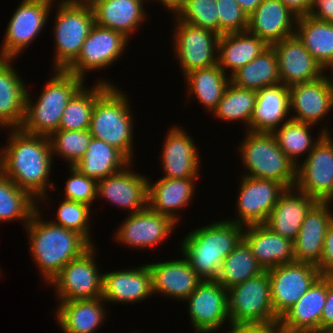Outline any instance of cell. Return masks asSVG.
Segmentation results:
<instances>
[{
	"instance_id": "1",
	"label": "cell",
	"mask_w": 333,
	"mask_h": 333,
	"mask_svg": "<svg viewBox=\"0 0 333 333\" xmlns=\"http://www.w3.org/2000/svg\"><path fill=\"white\" fill-rule=\"evenodd\" d=\"M11 130L7 146L0 148V171L36 200L46 201L48 188H56L48 182L54 161L49 137Z\"/></svg>"
},
{
	"instance_id": "2",
	"label": "cell",
	"mask_w": 333,
	"mask_h": 333,
	"mask_svg": "<svg viewBox=\"0 0 333 333\" xmlns=\"http://www.w3.org/2000/svg\"><path fill=\"white\" fill-rule=\"evenodd\" d=\"M41 216L38 206L24 227L29 235L30 253L49 285L64 266L81 256L92 245L77 232L42 220Z\"/></svg>"
},
{
	"instance_id": "3",
	"label": "cell",
	"mask_w": 333,
	"mask_h": 333,
	"mask_svg": "<svg viewBox=\"0 0 333 333\" xmlns=\"http://www.w3.org/2000/svg\"><path fill=\"white\" fill-rule=\"evenodd\" d=\"M244 228L228 219L214 221L189 232L180 249L203 280H216L223 260L243 239Z\"/></svg>"
},
{
	"instance_id": "4",
	"label": "cell",
	"mask_w": 333,
	"mask_h": 333,
	"mask_svg": "<svg viewBox=\"0 0 333 333\" xmlns=\"http://www.w3.org/2000/svg\"><path fill=\"white\" fill-rule=\"evenodd\" d=\"M37 102L26 94L25 118L21 129L29 134L49 137L59 129L61 116L72 97L84 86V80L65 70H54Z\"/></svg>"
},
{
	"instance_id": "5",
	"label": "cell",
	"mask_w": 333,
	"mask_h": 333,
	"mask_svg": "<svg viewBox=\"0 0 333 333\" xmlns=\"http://www.w3.org/2000/svg\"><path fill=\"white\" fill-rule=\"evenodd\" d=\"M127 95L110 86L95 102L90 122V134L120 150L131 162L133 153L134 117Z\"/></svg>"
},
{
	"instance_id": "6",
	"label": "cell",
	"mask_w": 333,
	"mask_h": 333,
	"mask_svg": "<svg viewBox=\"0 0 333 333\" xmlns=\"http://www.w3.org/2000/svg\"><path fill=\"white\" fill-rule=\"evenodd\" d=\"M238 151L247 174L255 179L275 180L286 188L295 187L297 166L278 147L272 133L246 131Z\"/></svg>"
},
{
	"instance_id": "7",
	"label": "cell",
	"mask_w": 333,
	"mask_h": 333,
	"mask_svg": "<svg viewBox=\"0 0 333 333\" xmlns=\"http://www.w3.org/2000/svg\"><path fill=\"white\" fill-rule=\"evenodd\" d=\"M56 11L53 70H65L77 58L94 26V13L90 4L69 0L60 1Z\"/></svg>"
},
{
	"instance_id": "8",
	"label": "cell",
	"mask_w": 333,
	"mask_h": 333,
	"mask_svg": "<svg viewBox=\"0 0 333 333\" xmlns=\"http://www.w3.org/2000/svg\"><path fill=\"white\" fill-rule=\"evenodd\" d=\"M230 324H271L279 322L272 307L267 271L227 289Z\"/></svg>"
},
{
	"instance_id": "9",
	"label": "cell",
	"mask_w": 333,
	"mask_h": 333,
	"mask_svg": "<svg viewBox=\"0 0 333 333\" xmlns=\"http://www.w3.org/2000/svg\"><path fill=\"white\" fill-rule=\"evenodd\" d=\"M95 245L71 260L51 280L58 301L95 299L102 297L103 274L95 263Z\"/></svg>"
},
{
	"instance_id": "10",
	"label": "cell",
	"mask_w": 333,
	"mask_h": 333,
	"mask_svg": "<svg viewBox=\"0 0 333 333\" xmlns=\"http://www.w3.org/2000/svg\"><path fill=\"white\" fill-rule=\"evenodd\" d=\"M295 187L317 202L333 197V138L325 133L297 166Z\"/></svg>"
},
{
	"instance_id": "11",
	"label": "cell",
	"mask_w": 333,
	"mask_h": 333,
	"mask_svg": "<svg viewBox=\"0 0 333 333\" xmlns=\"http://www.w3.org/2000/svg\"><path fill=\"white\" fill-rule=\"evenodd\" d=\"M54 0H22L7 26L0 58L16 59L49 20Z\"/></svg>"
},
{
	"instance_id": "12",
	"label": "cell",
	"mask_w": 333,
	"mask_h": 333,
	"mask_svg": "<svg viewBox=\"0 0 333 333\" xmlns=\"http://www.w3.org/2000/svg\"><path fill=\"white\" fill-rule=\"evenodd\" d=\"M173 44L176 58L184 76L196 69L207 68L217 64L218 40L220 35L180 21L176 16ZM177 25V26H176Z\"/></svg>"
},
{
	"instance_id": "13",
	"label": "cell",
	"mask_w": 333,
	"mask_h": 333,
	"mask_svg": "<svg viewBox=\"0 0 333 333\" xmlns=\"http://www.w3.org/2000/svg\"><path fill=\"white\" fill-rule=\"evenodd\" d=\"M267 272L270 281L272 307L278 319L321 276L316 265L296 261L279 265Z\"/></svg>"
},
{
	"instance_id": "14",
	"label": "cell",
	"mask_w": 333,
	"mask_h": 333,
	"mask_svg": "<svg viewBox=\"0 0 333 333\" xmlns=\"http://www.w3.org/2000/svg\"><path fill=\"white\" fill-rule=\"evenodd\" d=\"M129 40L121 32L94 24L77 58L65 71L84 80L86 72L107 68L118 61Z\"/></svg>"
},
{
	"instance_id": "15",
	"label": "cell",
	"mask_w": 333,
	"mask_h": 333,
	"mask_svg": "<svg viewBox=\"0 0 333 333\" xmlns=\"http://www.w3.org/2000/svg\"><path fill=\"white\" fill-rule=\"evenodd\" d=\"M236 202L238 218L228 221L242 226L264 224L282 193L287 189L275 180L242 176Z\"/></svg>"
},
{
	"instance_id": "16",
	"label": "cell",
	"mask_w": 333,
	"mask_h": 333,
	"mask_svg": "<svg viewBox=\"0 0 333 333\" xmlns=\"http://www.w3.org/2000/svg\"><path fill=\"white\" fill-rule=\"evenodd\" d=\"M185 301L190 323L198 333L216 332L230 322L227 289L216 280H203Z\"/></svg>"
},
{
	"instance_id": "17",
	"label": "cell",
	"mask_w": 333,
	"mask_h": 333,
	"mask_svg": "<svg viewBox=\"0 0 333 333\" xmlns=\"http://www.w3.org/2000/svg\"><path fill=\"white\" fill-rule=\"evenodd\" d=\"M175 223L170 217L154 212L149 206L129 214L117 228L115 238L119 243L139 250L162 243L171 234Z\"/></svg>"
},
{
	"instance_id": "18",
	"label": "cell",
	"mask_w": 333,
	"mask_h": 333,
	"mask_svg": "<svg viewBox=\"0 0 333 333\" xmlns=\"http://www.w3.org/2000/svg\"><path fill=\"white\" fill-rule=\"evenodd\" d=\"M332 109L333 82L330 76L289 87V111L296 114L290 117L292 120L316 127Z\"/></svg>"
},
{
	"instance_id": "19",
	"label": "cell",
	"mask_w": 333,
	"mask_h": 333,
	"mask_svg": "<svg viewBox=\"0 0 333 333\" xmlns=\"http://www.w3.org/2000/svg\"><path fill=\"white\" fill-rule=\"evenodd\" d=\"M271 47L277 56L280 81L288 88L325 75L326 70L314 59L296 34Z\"/></svg>"
},
{
	"instance_id": "20",
	"label": "cell",
	"mask_w": 333,
	"mask_h": 333,
	"mask_svg": "<svg viewBox=\"0 0 333 333\" xmlns=\"http://www.w3.org/2000/svg\"><path fill=\"white\" fill-rule=\"evenodd\" d=\"M131 164L121 171L98 180L97 198L136 213L148 206V178L131 170ZM129 168V169H128Z\"/></svg>"
},
{
	"instance_id": "21",
	"label": "cell",
	"mask_w": 333,
	"mask_h": 333,
	"mask_svg": "<svg viewBox=\"0 0 333 333\" xmlns=\"http://www.w3.org/2000/svg\"><path fill=\"white\" fill-rule=\"evenodd\" d=\"M327 298V275L320 276L309 290L280 318L284 333H318Z\"/></svg>"
},
{
	"instance_id": "22",
	"label": "cell",
	"mask_w": 333,
	"mask_h": 333,
	"mask_svg": "<svg viewBox=\"0 0 333 333\" xmlns=\"http://www.w3.org/2000/svg\"><path fill=\"white\" fill-rule=\"evenodd\" d=\"M151 272L152 292L175 300L184 301L203 279L193 270L188 260H166L148 263Z\"/></svg>"
},
{
	"instance_id": "23",
	"label": "cell",
	"mask_w": 333,
	"mask_h": 333,
	"mask_svg": "<svg viewBox=\"0 0 333 333\" xmlns=\"http://www.w3.org/2000/svg\"><path fill=\"white\" fill-rule=\"evenodd\" d=\"M163 143V178H199L200 155L192 138L182 127L173 126Z\"/></svg>"
},
{
	"instance_id": "24",
	"label": "cell",
	"mask_w": 333,
	"mask_h": 333,
	"mask_svg": "<svg viewBox=\"0 0 333 333\" xmlns=\"http://www.w3.org/2000/svg\"><path fill=\"white\" fill-rule=\"evenodd\" d=\"M331 202H317L302 222L297 237L293 241L296 262L318 265L321 261L324 238L333 221Z\"/></svg>"
},
{
	"instance_id": "25",
	"label": "cell",
	"mask_w": 333,
	"mask_h": 333,
	"mask_svg": "<svg viewBox=\"0 0 333 333\" xmlns=\"http://www.w3.org/2000/svg\"><path fill=\"white\" fill-rule=\"evenodd\" d=\"M298 17L280 0H263L248 17V31L268 46L293 36Z\"/></svg>"
},
{
	"instance_id": "26",
	"label": "cell",
	"mask_w": 333,
	"mask_h": 333,
	"mask_svg": "<svg viewBox=\"0 0 333 333\" xmlns=\"http://www.w3.org/2000/svg\"><path fill=\"white\" fill-rule=\"evenodd\" d=\"M150 295L153 292L151 272L147 264L103 274L102 298L105 302L135 303Z\"/></svg>"
},
{
	"instance_id": "27",
	"label": "cell",
	"mask_w": 333,
	"mask_h": 333,
	"mask_svg": "<svg viewBox=\"0 0 333 333\" xmlns=\"http://www.w3.org/2000/svg\"><path fill=\"white\" fill-rule=\"evenodd\" d=\"M316 203V200L296 187L287 188L264 224L273 232L293 242L306 215Z\"/></svg>"
},
{
	"instance_id": "28",
	"label": "cell",
	"mask_w": 333,
	"mask_h": 333,
	"mask_svg": "<svg viewBox=\"0 0 333 333\" xmlns=\"http://www.w3.org/2000/svg\"><path fill=\"white\" fill-rule=\"evenodd\" d=\"M243 239L263 271L295 261L293 242L273 232L265 224L245 226Z\"/></svg>"
},
{
	"instance_id": "29",
	"label": "cell",
	"mask_w": 333,
	"mask_h": 333,
	"mask_svg": "<svg viewBox=\"0 0 333 333\" xmlns=\"http://www.w3.org/2000/svg\"><path fill=\"white\" fill-rule=\"evenodd\" d=\"M10 58H0V128H21L25 118L27 87Z\"/></svg>"
},
{
	"instance_id": "30",
	"label": "cell",
	"mask_w": 333,
	"mask_h": 333,
	"mask_svg": "<svg viewBox=\"0 0 333 333\" xmlns=\"http://www.w3.org/2000/svg\"><path fill=\"white\" fill-rule=\"evenodd\" d=\"M289 115V88L282 83L264 87L256 91L254 112L247 130L273 133L291 119L287 118Z\"/></svg>"
},
{
	"instance_id": "31",
	"label": "cell",
	"mask_w": 333,
	"mask_h": 333,
	"mask_svg": "<svg viewBox=\"0 0 333 333\" xmlns=\"http://www.w3.org/2000/svg\"><path fill=\"white\" fill-rule=\"evenodd\" d=\"M145 1L95 0L90 5L95 24L121 32L129 39L147 17L143 8Z\"/></svg>"
},
{
	"instance_id": "32",
	"label": "cell",
	"mask_w": 333,
	"mask_h": 333,
	"mask_svg": "<svg viewBox=\"0 0 333 333\" xmlns=\"http://www.w3.org/2000/svg\"><path fill=\"white\" fill-rule=\"evenodd\" d=\"M197 178H160L152 184L148 179V206L156 213L179 222L177 210L193 200Z\"/></svg>"
},
{
	"instance_id": "33",
	"label": "cell",
	"mask_w": 333,
	"mask_h": 333,
	"mask_svg": "<svg viewBox=\"0 0 333 333\" xmlns=\"http://www.w3.org/2000/svg\"><path fill=\"white\" fill-rule=\"evenodd\" d=\"M104 304L102 297L59 301L55 311L56 321L63 333H94L106 318Z\"/></svg>"
},
{
	"instance_id": "34",
	"label": "cell",
	"mask_w": 333,
	"mask_h": 333,
	"mask_svg": "<svg viewBox=\"0 0 333 333\" xmlns=\"http://www.w3.org/2000/svg\"><path fill=\"white\" fill-rule=\"evenodd\" d=\"M269 46L259 37L248 30L236 33L223 34L218 40L217 64L231 76L254 58L260 55Z\"/></svg>"
},
{
	"instance_id": "35",
	"label": "cell",
	"mask_w": 333,
	"mask_h": 333,
	"mask_svg": "<svg viewBox=\"0 0 333 333\" xmlns=\"http://www.w3.org/2000/svg\"><path fill=\"white\" fill-rule=\"evenodd\" d=\"M130 163L120 150L92 137L87 151L74 167L98 181L121 171Z\"/></svg>"
},
{
	"instance_id": "36",
	"label": "cell",
	"mask_w": 333,
	"mask_h": 333,
	"mask_svg": "<svg viewBox=\"0 0 333 333\" xmlns=\"http://www.w3.org/2000/svg\"><path fill=\"white\" fill-rule=\"evenodd\" d=\"M295 34L326 71L333 67V23L302 16L297 19Z\"/></svg>"
},
{
	"instance_id": "37",
	"label": "cell",
	"mask_w": 333,
	"mask_h": 333,
	"mask_svg": "<svg viewBox=\"0 0 333 333\" xmlns=\"http://www.w3.org/2000/svg\"><path fill=\"white\" fill-rule=\"evenodd\" d=\"M229 78L236 87L255 91L281 83L274 49L269 46Z\"/></svg>"
},
{
	"instance_id": "38",
	"label": "cell",
	"mask_w": 333,
	"mask_h": 333,
	"mask_svg": "<svg viewBox=\"0 0 333 333\" xmlns=\"http://www.w3.org/2000/svg\"><path fill=\"white\" fill-rule=\"evenodd\" d=\"M228 74L215 64L214 66L196 69L188 72L184 79L187 83L188 95L198 98L202 106L212 113L216 108L223 93L230 83Z\"/></svg>"
},
{
	"instance_id": "39",
	"label": "cell",
	"mask_w": 333,
	"mask_h": 333,
	"mask_svg": "<svg viewBox=\"0 0 333 333\" xmlns=\"http://www.w3.org/2000/svg\"><path fill=\"white\" fill-rule=\"evenodd\" d=\"M99 80L91 88L83 86L69 101L61 116L59 129L86 130L90 128L91 116L96 100L113 84ZM96 84V85H95Z\"/></svg>"
},
{
	"instance_id": "40",
	"label": "cell",
	"mask_w": 333,
	"mask_h": 333,
	"mask_svg": "<svg viewBox=\"0 0 333 333\" xmlns=\"http://www.w3.org/2000/svg\"><path fill=\"white\" fill-rule=\"evenodd\" d=\"M38 202L0 171V222L17 220L26 226L38 209Z\"/></svg>"
},
{
	"instance_id": "41",
	"label": "cell",
	"mask_w": 333,
	"mask_h": 333,
	"mask_svg": "<svg viewBox=\"0 0 333 333\" xmlns=\"http://www.w3.org/2000/svg\"><path fill=\"white\" fill-rule=\"evenodd\" d=\"M313 126L314 125L290 119L272 133L275 136L278 147L296 166L300 164L298 163L300 156L305 153H307L306 155L308 156L319 139L325 133H330L329 127L324 126L320 135L318 134V137L314 139L310 134V129H312Z\"/></svg>"
},
{
	"instance_id": "42",
	"label": "cell",
	"mask_w": 333,
	"mask_h": 333,
	"mask_svg": "<svg viewBox=\"0 0 333 333\" xmlns=\"http://www.w3.org/2000/svg\"><path fill=\"white\" fill-rule=\"evenodd\" d=\"M263 272L248 243L242 239L223 260L216 279L226 289L245 282Z\"/></svg>"
},
{
	"instance_id": "43",
	"label": "cell",
	"mask_w": 333,
	"mask_h": 333,
	"mask_svg": "<svg viewBox=\"0 0 333 333\" xmlns=\"http://www.w3.org/2000/svg\"><path fill=\"white\" fill-rule=\"evenodd\" d=\"M256 91L227 85L222 99L212 111L213 115L224 121H242L247 128L254 112Z\"/></svg>"
},
{
	"instance_id": "44",
	"label": "cell",
	"mask_w": 333,
	"mask_h": 333,
	"mask_svg": "<svg viewBox=\"0 0 333 333\" xmlns=\"http://www.w3.org/2000/svg\"><path fill=\"white\" fill-rule=\"evenodd\" d=\"M91 138L89 129H58L49 136L52 155L63 157L70 166H74L84 156Z\"/></svg>"
},
{
	"instance_id": "45",
	"label": "cell",
	"mask_w": 333,
	"mask_h": 333,
	"mask_svg": "<svg viewBox=\"0 0 333 333\" xmlns=\"http://www.w3.org/2000/svg\"><path fill=\"white\" fill-rule=\"evenodd\" d=\"M90 210L89 205L65 199L61 201L57 209L56 220L51 222L77 232L91 245H95L90 235Z\"/></svg>"
},
{
	"instance_id": "46",
	"label": "cell",
	"mask_w": 333,
	"mask_h": 333,
	"mask_svg": "<svg viewBox=\"0 0 333 333\" xmlns=\"http://www.w3.org/2000/svg\"><path fill=\"white\" fill-rule=\"evenodd\" d=\"M216 0H186L176 17L190 25L208 29L219 35V17Z\"/></svg>"
},
{
	"instance_id": "47",
	"label": "cell",
	"mask_w": 333,
	"mask_h": 333,
	"mask_svg": "<svg viewBox=\"0 0 333 333\" xmlns=\"http://www.w3.org/2000/svg\"><path fill=\"white\" fill-rule=\"evenodd\" d=\"M70 177L65 184V199L83 203L90 207L97 199L98 181L83 175L77 168L70 166ZM93 203V204H92Z\"/></svg>"
},
{
	"instance_id": "48",
	"label": "cell",
	"mask_w": 333,
	"mask_h": 333,
	"mask_svg": "<svg viewBox=\"0 0 333 333\" xmlns=\"http://www.w3.org/2000/svg\"><path fill=\"white\" fill-rule=\"evenodd\" d=\"M219 17V35L246 31L248 16L236 0H216Z\"/></svg>"
},
{
	"instance_id": "49",
	"label": "cell",
	"mask_w": 333,
	"mask_h": 333,
	"mask_svg": "<svg viewBox=\"0 0 333 333\" xmlns=\"http://www.w3.org/2000/svg\"><path fill=\"white\" fill-rule=\"evenodd\" d=\"M321 276L333 275V221L329 225L323 243L322 257L317 265Z\"/></svg>"
},
{
	"instance_id": "50",
	"label": "cell",
	"mask_w": 333,
	"mask_h": 333,
	"mask_svg": "<svg viewBox=\"0 0 333 333\" xmlns=\"http://www.w3.org/2000/svg\"><path fill=\"white\" fill-rule=\"evenodd\" d=\"M227 333H284L279 322L271 324H230Z\"/></svg>"
},
{
	"instance_id": "51",
	"label": "cell",
	"mask_w": 333,
	"mask_h": 333,
	"mask_svg": "<svg viewBox=\"0 0 333 333\" xmlns=\"http://www.w3.org/2000/svg\"><path fill=\"white\" fill-rule=\"evenodd\" d=\"M309 16L333 23V0H312Z\"/></svg>"
},
{
	"instance_id": "52",
	"label": "cell",
	"mask_w": 333,
	"mask_h": 333,
	"mask_svg": "<svg viewBox=\"0 0 333 333\" xmlns=\"http://www.w3.org/2000/svg\"><path fill=\"white\" fill-rule=\"evenodd\" d=\"M333 327V275H327V298L321 315V330Z\"/></svg>"
},
{
	"instance_id": "53",
	"label": "cell",
	"mask_w": 333,
	"mask_h": 333,
	"mask_svg": "<svg viewBox=\"0 0 333 333\" xmlns=\"http://www.w3.org/2000/svg\"><path fill=\"white\" fill-rule=\"evenodd\" d=\"M295 16L302 17L309 14L312 0H280Z\"/></svg>"
},
{
	"instance_id": "54",
	"label": "cell",
	"mask_w": 333,
	"mask_h": 333,
	"mask_svg": "<svg viewBox=\"0 0 333 333\" xmlns=\"http://www.w3.org/2000/svg\"><path fill=\"white\" fill-rule=\"evenodd\" d=\"M245 14L249 17L263 0H236Z\"/></svg>"
},
{
	"instance_id": "55",
	"label": "cell",
	"mask_w": 333,
	"mask_h": 333,
	"mask_svg": "<svg viewBox=\"0 0 333 333\" xmlns=\"http://www.w3.org/2000/svg\"><path fill=\"white\" fill-rule=\"evenodd\" d=\"M154 1V0H153ZM157 2L160 1V3L163 4L170 12L173 14L175 13V16L178 14V12L184 7L186 0H156Z\"/></svg>"
},
{
	"instance_id": "56",
	"label": "cell",
	"mask_w": 333,
	"mask_h": 333,
	"mask_svg": "<svg viewBox=\"0 0 333 333\" xmlns=\"http://www.w3.org/2000/svg\"><path fill=\"white\" fill-rule=\"evenodd\" d=\"M72 2H77V3H87V4H91L93 1L95 0H69Z\"/></svg>"
},
{
	"instance_id": "57",
	"label": "cell",
	"mask_w": 333,
	"mask_h": 333,
	"mask_svg": "<svg viewBox=\"0 0 333 333\" xmlns=\"http://www.w3.org/2000/svg\"><path fill=\"white\" fill-rule=\"evenodd\" d=\"M318 333H333V327L325 328L324 330H321Z\"/></svg>"
},
{
	"instance_id": "58",
	"label": "cell",
	"mask_w": 333,
	"mask_h": 333,
	"mask_svg": "<svg viewBox=\"0 0 333 333\" xmlns=\"http://www.w3.org/2000/svg\"><path fill=\"white\" fill-rule=\"evenodd\" d=\"M330 70H332V71H330V73H331V76H330V77H331V80H332V82H333V76H332V75H333V67H332Z\"/></svg>"
}]
</instances>
